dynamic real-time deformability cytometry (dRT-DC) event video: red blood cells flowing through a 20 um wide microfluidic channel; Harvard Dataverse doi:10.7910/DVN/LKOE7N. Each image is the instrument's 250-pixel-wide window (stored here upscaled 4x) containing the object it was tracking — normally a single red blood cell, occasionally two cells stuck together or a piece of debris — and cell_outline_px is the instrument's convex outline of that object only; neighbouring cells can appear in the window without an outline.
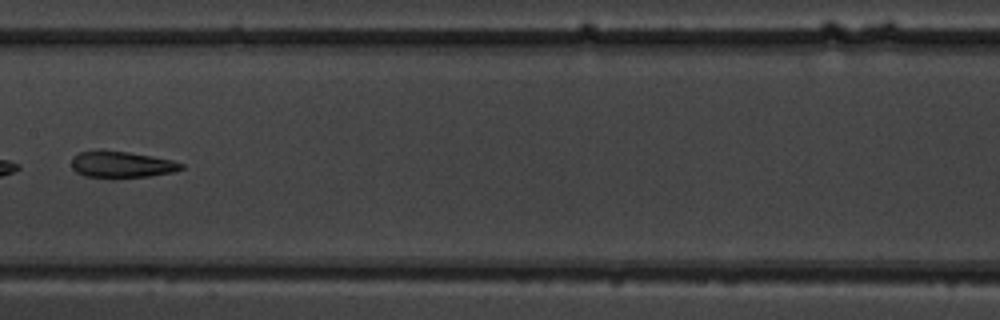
{"species": "common noctule bat (a hibernating species)", "species_latin": "Nyctalus noctula", "temperature_condition": "warm", "stored_images_in_passage": 9, "camera_frame_rate_fps": 3000, "um_per_image_px": 0.085, "animal": {"sex": "male", "body_mass_g": 19.5, "forearm_length_mm": 54.6}, "frame": {"image": 1, "passage_image": 8, "time_ms": 8.333, "image_size_px": [1000, 320], "cell_outline_px": [[184, 168], [172, 172], [148, 176], [112, 180], [84, 176], [76, 172], [72, 168], [72, 160], [80, 152], [96, 148], [100, 148], [128, 152], [152, 156], [172, 160], [184, 164]], "centroid_in_image_um": [10.29, 13.99], "position_along_channel_um": 197.1, "area_um2": 17.63}}
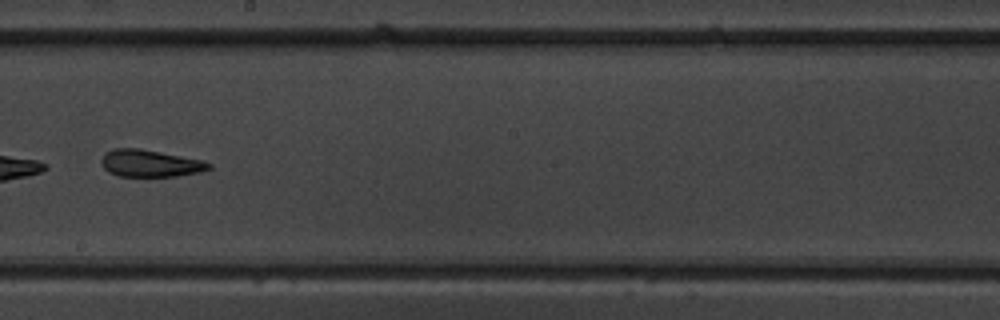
{"frame": {"image": 2, "passage_image": 9, "time_ms": 9.333, "image_size_px": [1000, 320], "cell_outline_px": [[212, 168], [200, 172], [176, 176], [120, 176], [108, 172], [104, 168], [100, 160], [104, 152], [112, 148], [140, 148], [200, 160], [212, 164]], "centroid_in_image_um": [12.71, 13.88], "position_along_channel_um": 235.5, "area_um2": 16.94}}